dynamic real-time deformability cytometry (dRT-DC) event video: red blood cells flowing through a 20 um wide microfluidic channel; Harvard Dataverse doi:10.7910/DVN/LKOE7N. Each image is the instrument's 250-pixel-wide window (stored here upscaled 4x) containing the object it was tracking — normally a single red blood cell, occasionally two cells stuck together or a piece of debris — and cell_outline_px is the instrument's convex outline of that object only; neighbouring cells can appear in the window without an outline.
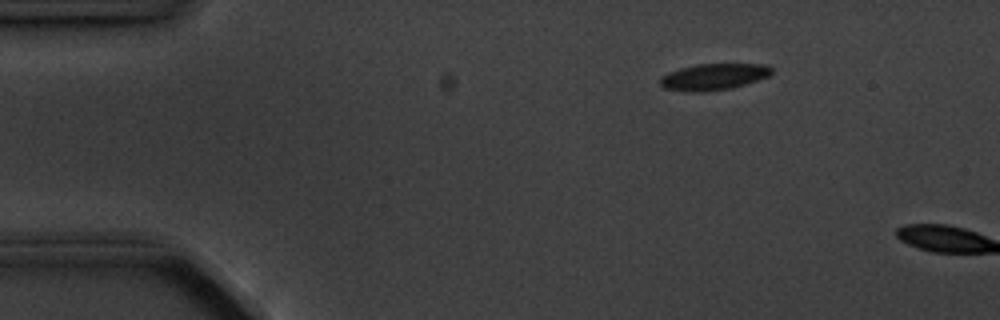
{"species": "common noctule bat (a hibernating species)", "species_latin": "Nyctalus noctula", "temperature_condition": "cold", "stored_images_in_passage": 2, "camera_frame_rate_fps": 3000, "um_per_image_px": 0.085, "animal": {"sex": "male", "body_mass_g": 20.1, "forearm_length_mm": 53.5}, "frame": {"image": 1, "passage_image": 1, "time_ms": 0.0, "image_size_px": [1000, 320], "cell_outline_px": [[772, 72], [768, 76], [732, 88], [704, 92], [692, 92], [664, 88], [660, 84], [660, 76], [668, 72], [680, 68], [696, 64], [768, 64], [772, 68]], "centroid_in_image_um": [60.63, 6.52], "position_along_channel_um": 24.4, "area_um2": 17.17}}